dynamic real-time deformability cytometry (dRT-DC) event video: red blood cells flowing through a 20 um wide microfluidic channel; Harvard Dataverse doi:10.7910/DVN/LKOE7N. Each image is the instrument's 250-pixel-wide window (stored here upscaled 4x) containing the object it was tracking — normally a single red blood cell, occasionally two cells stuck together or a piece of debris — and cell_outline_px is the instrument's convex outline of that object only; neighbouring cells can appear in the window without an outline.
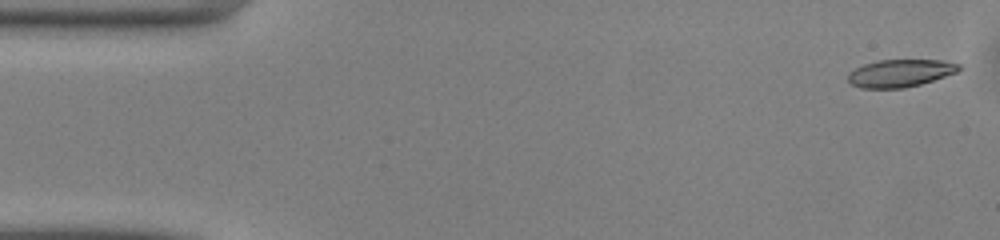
{"species": "common noctule bat (a hibernating species)", "species_latin": "Nyctalus noctula", "temperature_condition": "warm", "stored_images_in_passage": 49, "camera_frame_rate_fps": 3000, "um_per_image_px": 0.085, "animal": {"sex": "male", "body_mass_g": 13.0, "forearm_length_mm": 53.1}, "frame": {"image": 1, "passage_image": 1, "time_ms": 0.0, "image_size_px": [1000, 240], "cell_outline_px": [[960, 68], [956, 72], [920, 84], [904, 88], [860, 88], [852, 84], [848, 80], [848, 72], [864, 64], [880, 60], [940, 60], [960, 64]], "centroid_in_image_um": [76.48, 6.22], "position_along_channel_um": 8.5, "area_um2": 17.57}}
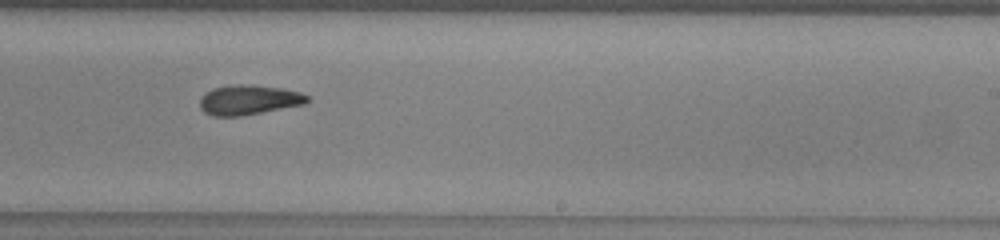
{"frame": {"image": 2, "passage_image": 29, "time_ms": 9.333, "image_size_px": [1000, 240], "cell_outline_px": [[308, 100], [304, 104], [240, 116], [212, 116], [204, 112], [200, 108], [200, 100], [212, 88], [236, 84], [252, 84], [280, 88], [300, 92], [308, 96]], "centroid_in_image_um": [21.13, 8.48], "position_along_channel_um": 267.9, "area_um2": 18.44}}
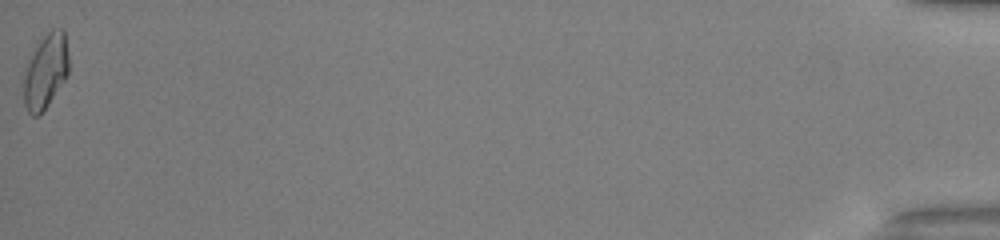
{"frame": {"image": 3, "passage_image": 49, "time_ms": 16.0, "image_size_px": [1000, 240], "cell_outline_px": [[68, 72], [64, 80], [40, 116], [32, 116], [28, 112], [24, 104], [24, 64], [40, 40], [52, 28], [64, 28], [68, 56]], "centroid_in_image_um": [3.85, 6.04], "position_along_channel_um": 431.3, "area_um2": 19.71}, "authors_computed_cell_mechanics": {"area_um2": 18.6694, "velocity_mm_per_s": 4.1125, "shape_relaxation_time_tau1_ms": 6.4634, "shape_relaxation_time_tau2_ms": null, "deformation_change_tau1": 0.1863, "deformation_change_tau2": null}}